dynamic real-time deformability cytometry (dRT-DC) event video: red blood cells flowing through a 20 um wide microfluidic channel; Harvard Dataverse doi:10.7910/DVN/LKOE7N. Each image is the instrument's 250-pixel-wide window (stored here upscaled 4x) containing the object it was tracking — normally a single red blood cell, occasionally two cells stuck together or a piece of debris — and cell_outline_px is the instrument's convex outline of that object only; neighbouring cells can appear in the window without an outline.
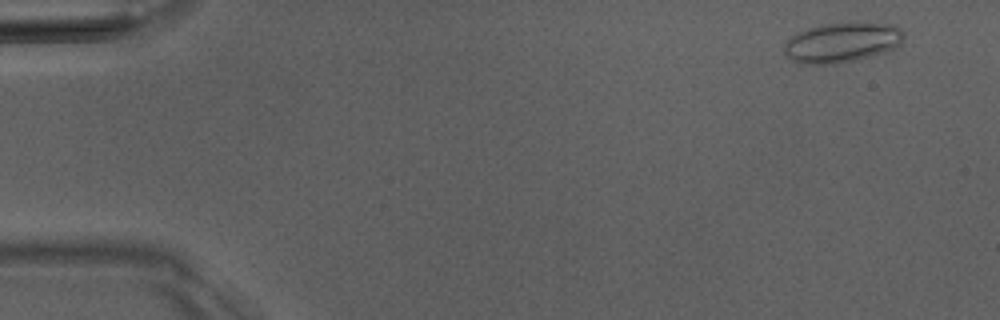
{"species": "Egyptian fruit bat (a non-hibernating species)", "species_latin": "Rousettus aegyptiacus", "temperature_condition": "room temperature", "stored_images_in_passage": 5, "camera_frame_rate_fps": 3000, "um_per_image_px": 0.085, "animal": {"sex": "male"}, "frame": {"image": 1, "passage_image": 1, "time_ms": 0.0, "image_size_px": [1000, 320], "cell_outline_px": [[904, 40], [896, 48], [884, 52], [836, 64], [800, 64], [784, 56], [784, 44], [796, 32], [820, 24], [848, 20], [856, 20], [896, 24], [904, 32]], "centroid_in_image_um": [71.59, 3.55], "position_along_channel_um": 13.4, "area_um2": 28.84}}